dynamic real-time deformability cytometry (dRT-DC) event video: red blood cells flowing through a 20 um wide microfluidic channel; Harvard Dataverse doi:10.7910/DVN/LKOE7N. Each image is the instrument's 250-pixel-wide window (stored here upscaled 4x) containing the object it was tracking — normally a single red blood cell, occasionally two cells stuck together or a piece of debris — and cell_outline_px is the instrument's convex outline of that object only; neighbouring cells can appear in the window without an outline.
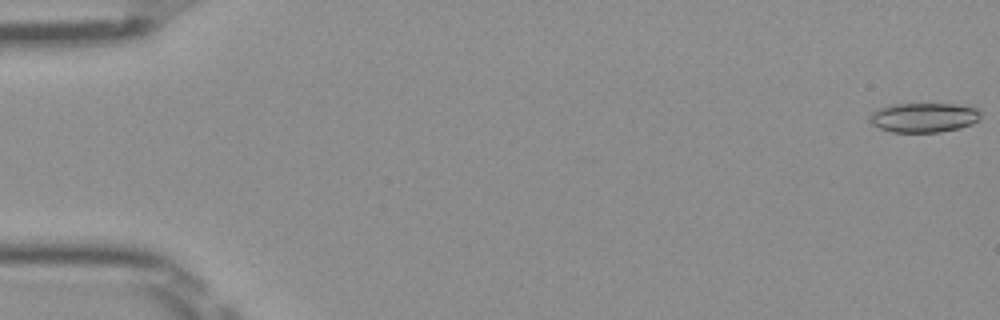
{"species": "Egyptian fruit bat (a non-hibernating species)", "species_latin": "Rousettus aegyptiacus", "temperature_condition": "room temperature", "stored_images_in_passage": 51, "camera_frame_rate_fps": 3000, "um_per_image_px": 0.085, "frame": {"image": 1, "passage_image": 1, "time_ms": 0.0, "image_size_px": [1000, 320], "cell_outline_px": [[980, 120], [972, 124], [960, 128], [940, 132], [892, 132], [880, 128], [872, 124], [868, 120], [868, 116], [876, 108], [892, 104], [956, 104], [976, 108], [980, 112]], "centroid_in_image_um": [78.5, 9.99], "position_along_channel_um": 6.5, "area_um2": 19.31}}
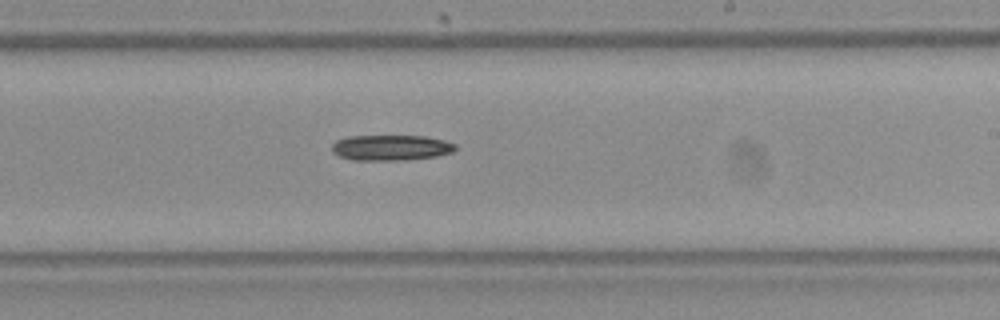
{"frame": {"image": 2, "passage_image": 31, "time_ms": 10.0, "image_size_px": [1000, 320], "cell_outline_px": [[456, 148], [452, 152], [436, 156], [404, 160], [352, 160], [340, 156], [332, 152], [332, 144], [336, 140], [348, 136], [424, 136], [444, 140], [456, 144]], "centroid_in_image_um": [33.21, 12.55], "position_along_channel_um": 255.8, "area_um2": 18.38}}
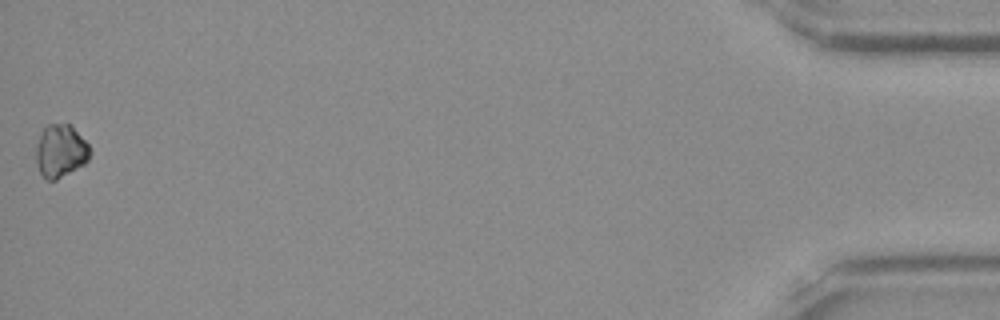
{"frame": {"image": 3, "passage_image": 51, "time_ms": 16.667, "image_size_px": [1000, 320], "cell_outline_px": [[92, 152], [88, 160], [84, 164], [56, 180], [48, 180], [40, 172], [36, 164], [36, 144], [44, 128], [48, 124], [72, 124], [88, 144]], "centroid_in_image_um": [5.16, 12.82], "position_along_channel_um": 430.0, "area_um2": 16.65}, "authors_computed_cell_mechanics": {"area_um2": 18.496, "velocity_mm_per_s": 4.0222, "shape_relaxation_time_tau1_ms": 2.3979, "shape_relaxation_time_tau2_ms": null, "deformation_change_tau1": 0.1202, "deformation_change_tau2": null}}